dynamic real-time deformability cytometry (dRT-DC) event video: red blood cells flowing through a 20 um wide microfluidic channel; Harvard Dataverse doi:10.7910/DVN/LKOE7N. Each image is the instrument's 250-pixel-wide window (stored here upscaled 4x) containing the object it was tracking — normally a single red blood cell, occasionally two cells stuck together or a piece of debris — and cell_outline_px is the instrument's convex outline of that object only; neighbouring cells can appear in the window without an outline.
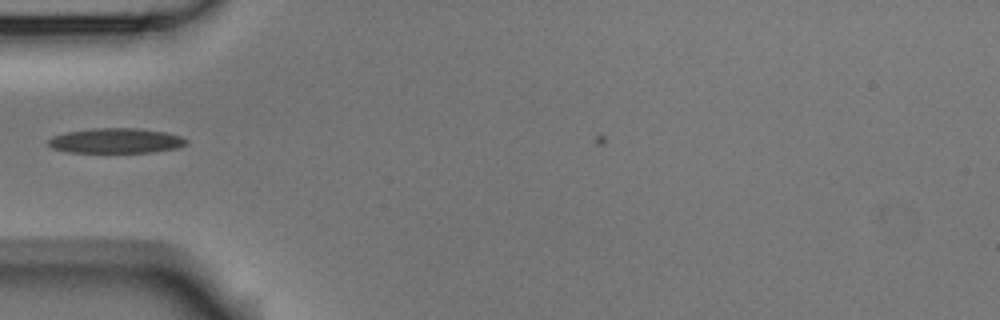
{"species": "Egyptian fruit bat (a non-hibernating species)", "species_latin": "Rousettus aegyptiacus", "temperature_condition": "room temperature", "stored_images_in_passage": 4, "camera_frame_rate_fps": 3000, "um_per_image_px": 0.085, "animal": {"sex": "male"}, "frame": {"image": 1, "passage_image": 3, "time_ms": 0.667, "image_size_px": [1000, 320], "cell_outline_px": [[188, 144], [180, 148], [148, 152], [68, 152], [52, 148], [48, 144], [48, 140], [52, 136], [64, 132], [92, 128], [136, 128], [164, 132], [180, 136], [188, 140]], "centroid_in_image_um": [9.85, 11.96], "position_along_channel_um": 75.2, "area_um2": 20.17}}
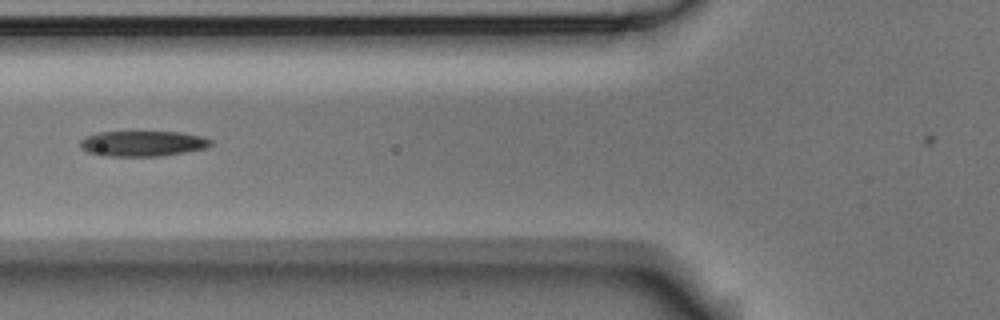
{"frame": {"image": 2, "passage_image": 4, "time_ms": 1.0, "image_size_px": [1000, 320], "cell_outline_px": [[212, 144], [208, 148], [160, 156], [104, 156], [88, 152], [80, 148], [80, 140], [88, 136], [100, 132], [176, 132], [200, 136], [212, 140]], "centroid_in_image_um": [12.12, 12.21], "position_along_channel_um": 113.7, "area_um2": 19.25}}